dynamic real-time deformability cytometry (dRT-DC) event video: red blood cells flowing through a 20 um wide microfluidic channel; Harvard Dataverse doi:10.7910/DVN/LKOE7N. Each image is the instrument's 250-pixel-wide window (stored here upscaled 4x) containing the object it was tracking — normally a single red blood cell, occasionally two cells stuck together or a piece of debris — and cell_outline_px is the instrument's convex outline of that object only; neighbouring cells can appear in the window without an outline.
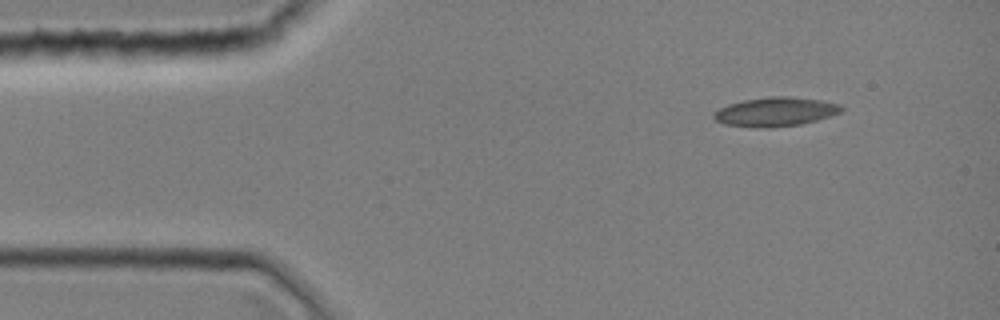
{"species": "common noctule bat (a hibernating species)", "species_latin": "Nyctalus noctula", "temperature_condition": "room temperature", "stored_images_in_passage": 1, "camera_frame_rate_fps": 3000, "um_per_image_px": 0.085, "animal": {"sex": "female", "body_mass_g": 19.0, "forearm_length_mm": 51.5}, "frame": {"image": 1, "passage_image": 1, "time_ms": 0.0, "image_size_px": [1000, 320], "cell_outline_px": [[844, 108], [840, 112], [816, 120], [800, 124], [768, 128], [764, 128], [724, 124], [716, 120], [712, 116], [712, 112], [728, 104], [744, 100], [768, 96], [788, 96], [820, 100], [840, 104]], "centroid_in_image_um": [65.88, 9.49], "position_along_channel_um": 19.1, "area_um2": 21.5}}